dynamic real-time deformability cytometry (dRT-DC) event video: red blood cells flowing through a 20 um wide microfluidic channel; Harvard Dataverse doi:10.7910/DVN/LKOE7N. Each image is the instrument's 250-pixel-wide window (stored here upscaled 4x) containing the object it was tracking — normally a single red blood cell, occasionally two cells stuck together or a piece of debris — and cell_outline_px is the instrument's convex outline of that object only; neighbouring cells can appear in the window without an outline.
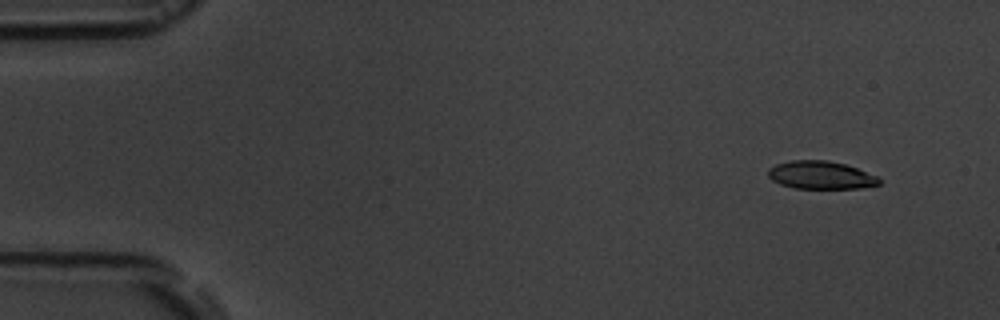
{"species": "common noctule bat (a hibernating species)", "species_latin": "Nyctalus noctula", "temperature_condition": "room temperature", "stored_images_in_passage": 5, "camera_frame_rate_fps": 3000, "um_per_image_px": 0.085, "animal": {"sex": "male", "body_mass_g": 19.5, "forearm_length_mm": 54.6}, "frame": {"image": 1, "passage_image": 1, "time_ms": 0.0, "image_size_px": [1000, 320], "cell_outline_px": [[880, 184], [860, 188], [792, 188], [780, 184], [772, 180], [768, 176], [768, 168], [776, 164], [792, 160], [828, 160], [844, 164], [856, 168], [876, 176], [880, 180]], "centroid_in_image_um": [69.72, 14.88], "position_along_channel_um": 15.3, "area_um2": 17.98}}
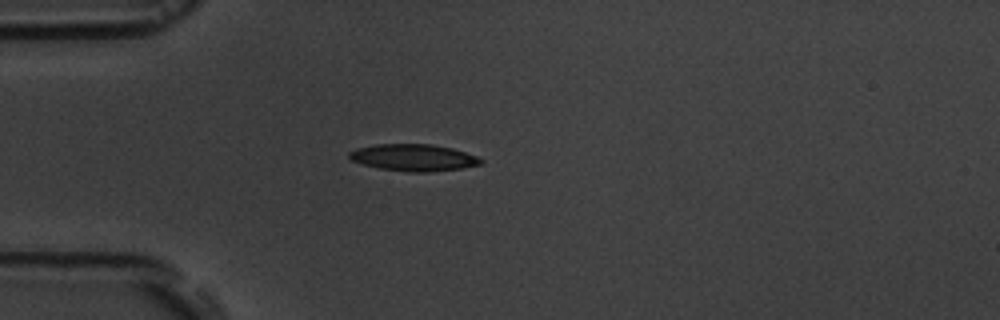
{"frame": {"image": 2, "passage_image": 4, "time_ms": 3.667, "image_size_px": [1000, 320], "cell_outline_px": [[484, 160], [480, 164], [460, 168], [424, 172], [408, 172], [380, 168], [364, 164], [352, 160], [348, 156], [348, 152], [356, 148], [376, 144], [432, 144], [452, 148], [476, 156]], "centroid_in_image_um": [35.12, 13.38], "position_along_channel_um": 49.9, "area_um2": 20.35}}